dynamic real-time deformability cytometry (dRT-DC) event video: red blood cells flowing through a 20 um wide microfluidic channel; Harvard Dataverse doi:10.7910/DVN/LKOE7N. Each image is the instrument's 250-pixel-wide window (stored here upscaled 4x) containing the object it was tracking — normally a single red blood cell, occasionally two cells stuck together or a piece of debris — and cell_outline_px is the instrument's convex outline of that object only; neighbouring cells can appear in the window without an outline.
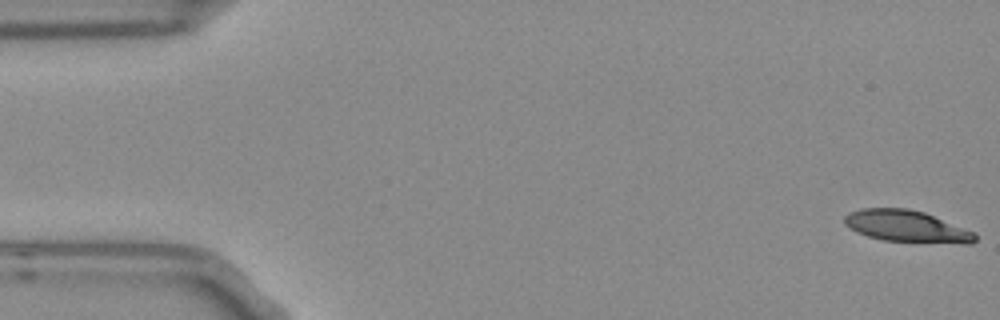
{"species": "Egyptian fruit bat (a non-hibernating species)", "species_latin": "Rousettus aegyptiacus", "temperature_condition": "room temperature", "stored_images_in_passage": 53, "camera_frame_rate_fps": 3000, "um_per_image_px": 0.085, "frame": {"image": 1, "passage_image": 1, "time_ms": 0.0, "image_size_px": [1000, 320], "cell_outline_px": [[976, 240], [972, 244], [964, 244], [884, 240], [868, 236], [856, 232], [844, 224], [844, 216], [848, 212], [860, 208], [908, 208], [924, 212], [976, 232]], "centroid_in_image_um": [77.08, 19.23], "position_along_channel_um": 7.9, "area_um2": 24.33}}
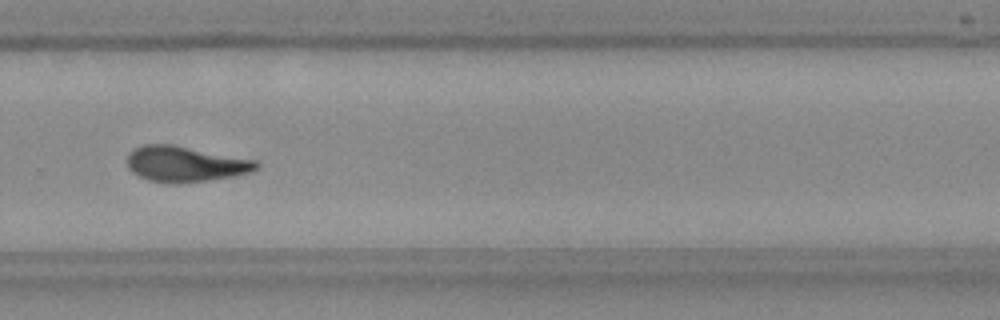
{"frame": {"image": 2, "passage_image": 36, "time_ms": 11.667, "image_size_px": [1000, 320], "cell_outline_px": [[260, 164], [252, 172], [232, 176], [180, 184], [168, 184], [148, 180], [132, 172], [128, 168], [128, 152], [132, 148], [144, 144], [172, 144], [256, 160]], "centroid_in_image_um": [15.71, 13.94], "position_along_channel_um": 314.1, "area_um2": 26.93}}
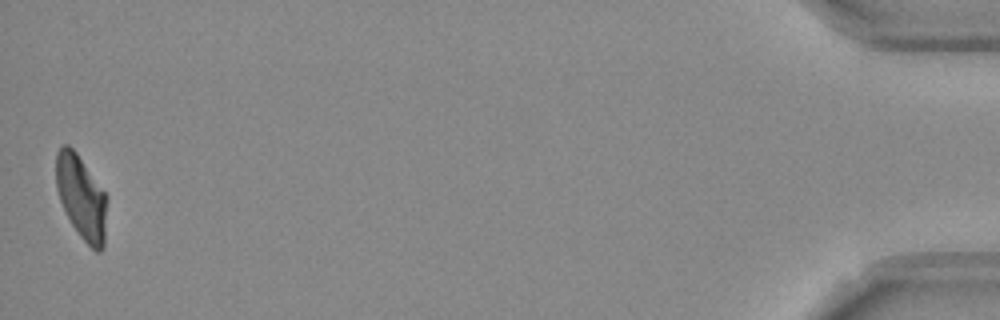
{"frame": {"image": 3, "passage_image": 53, "time_ms": 17.333, "image_size_px": [1000, 320], "cell_outline_px": [[108, 196], [104, 248], [100, 252], [96, 252], [80, 236], [72, 224], [60, 200], [56, 188], [56, 152], [60, 144], [68, 144], [76, 152]], "centroid_in_image_um": [6.93, 16.76], "position_along_channel_um": 428.3, "area_um2": 25.03}, "authors_computed_cell_mechanics": {"area_um2": 26.0678, "velocity_mm_per_s": 3.7557, "shape_relaxation_time_tau1_ms": null, "shape_relaxation_time_tau2_ms": 3.908, "deformation_change_tau1": null, "deformation_change_tau2": 0.1242}}